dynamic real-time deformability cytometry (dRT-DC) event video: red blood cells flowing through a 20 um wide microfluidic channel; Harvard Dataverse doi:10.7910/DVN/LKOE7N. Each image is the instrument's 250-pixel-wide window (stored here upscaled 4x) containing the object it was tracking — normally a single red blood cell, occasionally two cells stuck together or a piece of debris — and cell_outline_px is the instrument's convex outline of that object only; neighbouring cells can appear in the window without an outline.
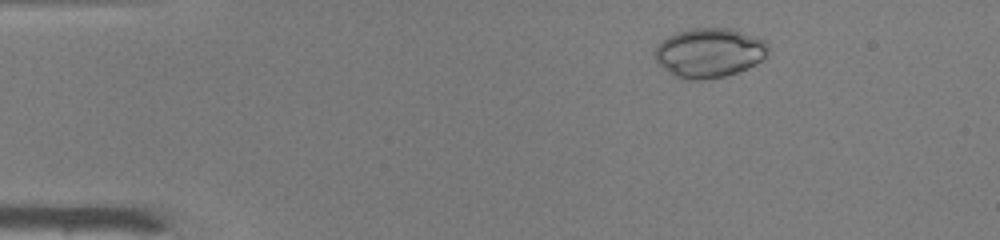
{"species": "common noctule bat (a hibernating species)", "species_latin": "Nyctalus noctula", "temperature_condition": "warm", "stored_images_in_passage": 12, "camera_frame_rate_fps": 3000, "um_per_image_px": 0.085, "animal": {"sex": "male", "body_mass_g": 19.0, "forearm_length_mm": 50.8}, "frame": {"image": 1, "passage_image": 3, "time_ms": 0.667, "image_size_px": [1000, 240], "cell_outline_px": [[768, 52], [760, 60], [748, 68], [724, 76], [700, 80], [688, 80], [676, 76], [656, 64], [656, 48], [668, 36], [676, 32], [688, 28], [732, 28], [768, 40]], "centroid_in_image_um": [60.31, 4.47], "position_along_channel_um": 24.7, "area_um2": 32.66}}